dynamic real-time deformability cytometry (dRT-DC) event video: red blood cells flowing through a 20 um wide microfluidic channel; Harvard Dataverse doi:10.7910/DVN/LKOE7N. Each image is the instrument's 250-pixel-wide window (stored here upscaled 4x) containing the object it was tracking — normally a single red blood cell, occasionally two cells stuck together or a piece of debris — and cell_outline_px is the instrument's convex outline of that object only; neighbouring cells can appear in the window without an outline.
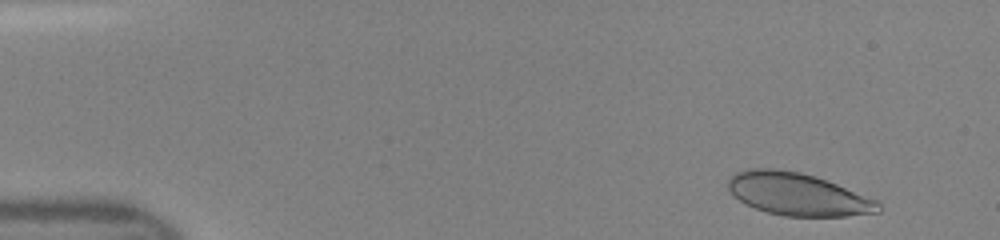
{"species": "human", "species_latin": "Homo sapiens", "temperature_condition": "room temperature", "stored_images_in_passage": 38, "camera_frame_rate_fps": 3000, "um_per_image_px": 0.085, "donor": {"sex": "female"}, "frame": {"image": 1, "passage_image": 3, "time_ms": 0.667, "image_size_px": [1000, 240], "cell_outline_px": [[880, 212], [844, 216], [784, 216], [768, 212], [756, 208], [740, 200], [728, 188], [728, 180], [736, 172], [748, 168], [772, 168], [800, 172], [816, 176], [876, 200], [880, 204]], "centroid_in_image_um": [67.8, 16.5], "position_along_channel_um": 17.2, "area_um2": 36.76}}
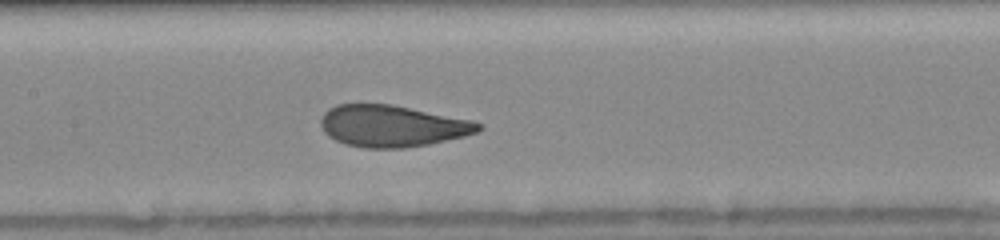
{"frame": {"image": 2, "passage_image": 22, "time_ms": 7.0, "image_size_px": [1000, 240], "cell_outline_px": [[484, 128], [476, 132], [464, 136], [428, 144], [404, 148], [364, 148], [344, 144], [328, 136], [324, 132], [320, 124], [320, 120], [324, 112], [328, 108], [336, 104], [392, 104], [472, 120], [484, 124]], "centroid_in_image_um": [33.32, 10.7], "position_along_channel_um": 174.1, "area_um2": 38.44}}
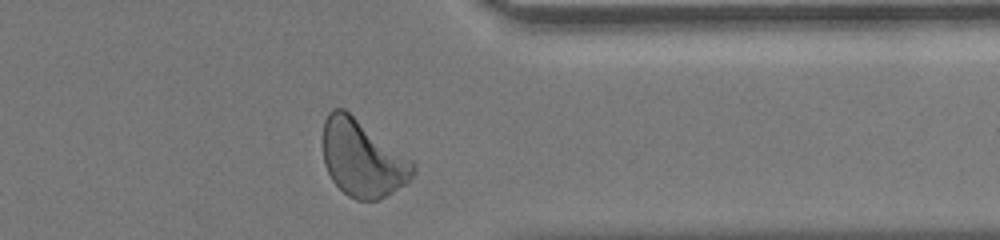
{"frame": {"image": 3, "passage_image": 37, "time_ms": 12.0, "image_size_px": [1000, 240], "cell_outline_px": [[416, 172], [408, 184], [380, 200], [356, 200], [348, 196], [332, 180], [324, 164], [320, 140], [324, 120], [328, 112], [332, 108], [344, 108], [416, 160]], "centroid_in_image_um": [30.84, 13.44], "position_along_channel_um": 380.6, "area_um2": 41.96}}